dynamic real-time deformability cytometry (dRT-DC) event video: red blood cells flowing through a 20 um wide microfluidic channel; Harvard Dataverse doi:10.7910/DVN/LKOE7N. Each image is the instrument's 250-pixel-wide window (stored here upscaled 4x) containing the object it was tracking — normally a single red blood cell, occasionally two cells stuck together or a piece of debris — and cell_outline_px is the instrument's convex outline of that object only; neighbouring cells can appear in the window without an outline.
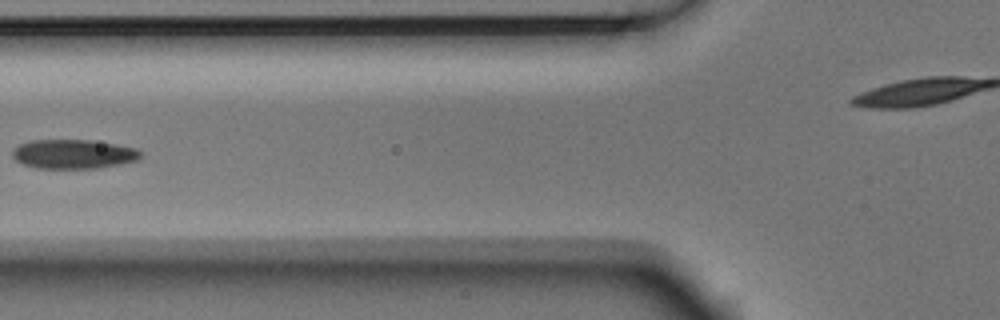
{"species": "Egyptian fruit bat (a non-hibernating species)", "species_latin": "Rousettus aegyptiacus", "temperature_condition": "room temperature", "stored_images_in_passage": 5, "camera_frame_rate_fps": 3000, "um_per_image_px": 0.085, "animal": {"sex": "male"}, "frame": {"image": 1, "passage_image": 4, "time_ms": 1.0, "image_size_px": [1000, 320], "cell_outline_px": [[144, 156], [136, 160], [120, 164], [100, 168], [36, 168], [24, 164], [16, 160], [12, 156], [12, 148], [20, 144], [32, 140], [92, 140], [116, 144], [136, 148], [144, 152]], "centroid_in_image_um": [6.27, 13.09], "position_along_channel_um": 119.5, "area_um2": 22.02}}
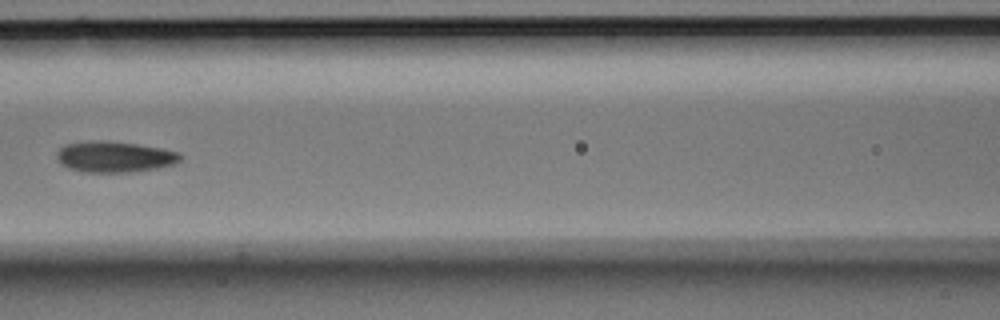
{"frame": {"image": 2, "passage_image": 5, "time_ms": 1.333, "image_size_px": [1000, 320], "cell_outline_px": [[180, 160], [172, 164], [156, 168], [128, 172], [84, 172], [68, 168], [60, 164], [56, 156], [56, 152], [64, 144], [92, 140], [100, 140], [136, 144], [160, 148], [176, 152], [180, 156]], "centroid_in_image_um": [9.64, 13.32], "position_along_channel_um": 157.0, "area_um2": 22.08}}